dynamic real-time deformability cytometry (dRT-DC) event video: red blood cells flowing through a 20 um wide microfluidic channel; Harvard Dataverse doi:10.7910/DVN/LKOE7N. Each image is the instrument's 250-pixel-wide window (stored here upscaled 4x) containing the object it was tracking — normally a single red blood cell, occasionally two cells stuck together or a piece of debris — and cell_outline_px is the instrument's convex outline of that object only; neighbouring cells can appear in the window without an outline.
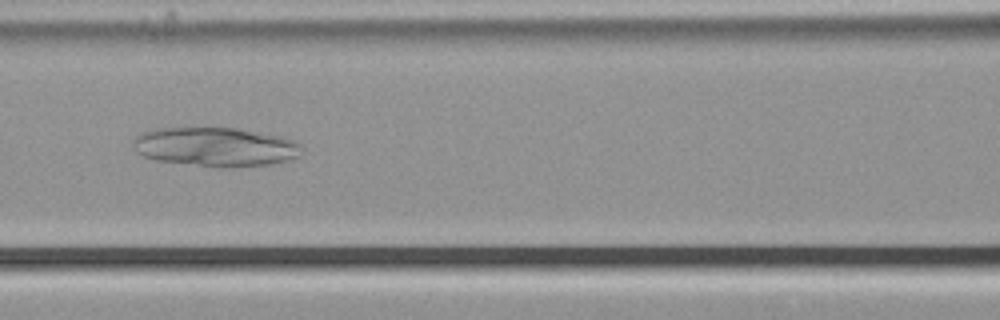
{"species": "common noctule bat (a hibernating species)", "species_latin": "Nyctalus noctula", "temperature_condition": "cold", "stored_images_in_passage": 55, "camera_frame_rate_fps": 3000, "um_per_image_px": 0.085, "animal": {"sex": "male", "body_mass_g": 21.5, "forearm_length_mm": 52.0}, "frame": {"image": 1, "passage_image": 25, "time_ms": 8.0, "image_size_px": [1000, 320], "cell_outline_px": [[300, 144], [296, 156], [288, 160], [272, 164], [228, 168], [224, 168], [156, 160], [144, 156], [136, 152], [132, 144], [132, 140], [140, 132], [152, 128], [192, 124], [236, 128], [280, 136], [296, 140]], "centroid_in_image_um": [18.2, 12.43], "position_along_channel_um": 148.4, "area_um2": 39.65}}
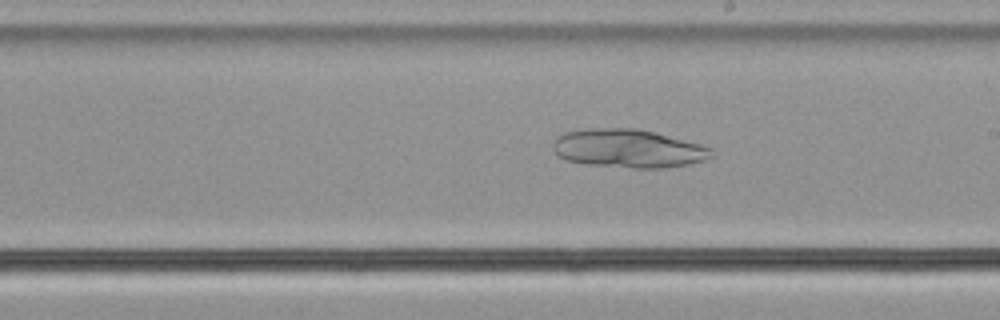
{"frame": {"image": 2, "passage_image": 32, "time_ms": 10.333, "image_size_px": [1000, 320], "cell_outline_px": [[716, 156], [704, 160], [688, 164], [660, 168], [632, 168], [588, 164], [568, 160], [560, 156], [552, 148], [552, 144], [556, 136], [564, 132], [588, 128], [640, 128], [700, 144], [712, 148]], "centroid_in_image_um": [53.42, 12.61], "position_along_channel_um": 235.6, "area_um2": 35.66}}
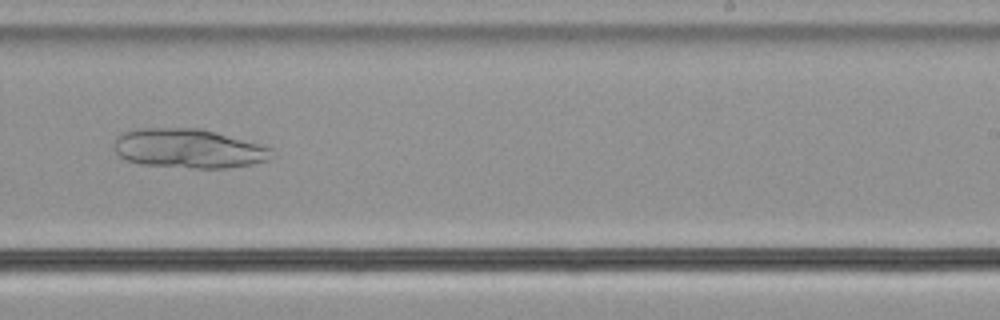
{"frame": {"image": 3, "passage_image": 35, "time_ms": 11.333, "image_size_px": [1000, 320], "cell_outline_px": [[272, 148], [268, 160], [252, 164], [228, 168], [192, 168], [140, 164], [128, 160], [120, 156], [116, 152], [116, 136], [120, 132], [136, 128], [200, 128], [260, 144]], "centroid_in_image_um": [16.0, 12.62], "position_along_channel_um": 273.0, "area_um2": 35.95}}